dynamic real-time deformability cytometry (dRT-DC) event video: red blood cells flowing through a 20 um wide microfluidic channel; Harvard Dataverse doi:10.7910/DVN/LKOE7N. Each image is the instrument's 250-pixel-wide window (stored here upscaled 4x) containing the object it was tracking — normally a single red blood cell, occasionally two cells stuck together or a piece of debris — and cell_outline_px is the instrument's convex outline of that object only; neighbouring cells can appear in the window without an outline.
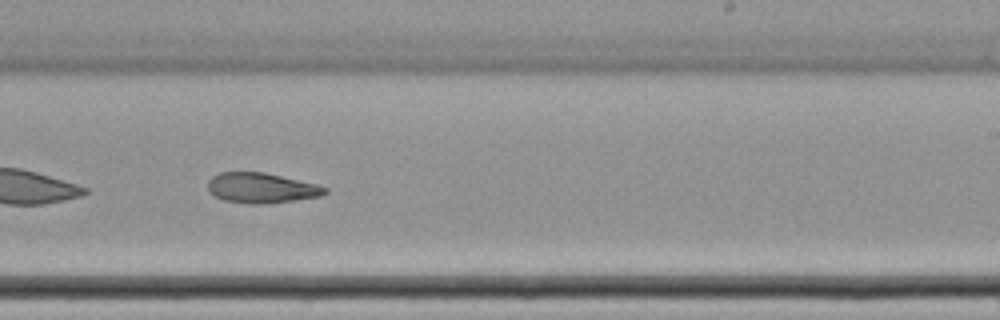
{"species": "common noctule bat (a hibernating species)", "species_latin": "Nyctalus noctula", "temperature_condition": "cold", "stored_images_in_passage": 53, "camera_frame_rate_fps": 3000, "um_per_image_px": 0.085, "animal": {"sex": "female", "body_mass_g": 22.7, "forearm_length_mm": 54.2}, "frame": {"image": 1, "passage_image": 31, "time_ms": 10.0, "image_size_px": [1000, 320], "cell_outline_px": [[328, 192], [320, 196], [264, 204], [252, 204], [224, 200], [208, 192], [208, 180], [212, 176], [220, 172], [264, 172], [316, 184], [328, 188]], "centroid_in_image_um": [22.19, 15.97], "position_along_channel_um": 266.8, "area_um2": 20.46}}
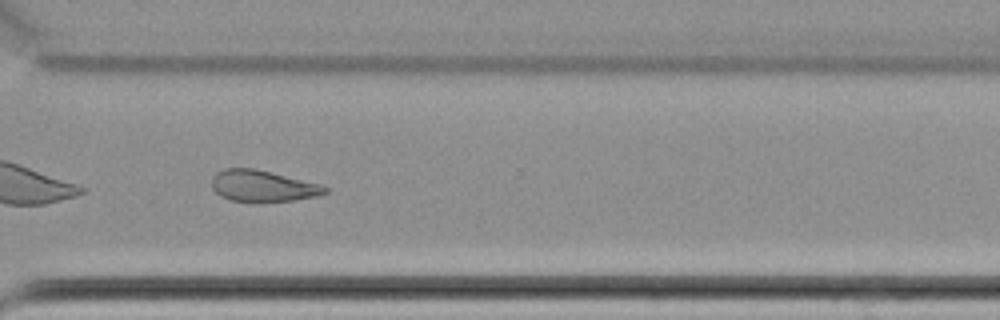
{"frame": {"image": 2, "passage_image": 38, "time_ms": 12.333, "image_size_px": [1000, 320], "cell_outline_px": [[328, 192], [316, 196], [292, 200], [264, 204], [252, 204], [228, 200], [220, 196], [212, 188], [212, 176], [216, 172], [224, 168], [256, 168], [320, 184], [328, 188]], "centroid_in_image_um": [22.28, 15.84], "position_along_channel_um": 348.3, "area_um2": 21.44}, "authors_computed_cell_mechanics": {"area_um2": 22.5998, "velocity_mm_per_s": 3.4618, "shape_relaxation_time_tau1_ms": null, "shape_relaxation_time_tau2_ms": 4.6506, "deformation_change_tau1": null, "deformation_change_tau2": 0.0998}}